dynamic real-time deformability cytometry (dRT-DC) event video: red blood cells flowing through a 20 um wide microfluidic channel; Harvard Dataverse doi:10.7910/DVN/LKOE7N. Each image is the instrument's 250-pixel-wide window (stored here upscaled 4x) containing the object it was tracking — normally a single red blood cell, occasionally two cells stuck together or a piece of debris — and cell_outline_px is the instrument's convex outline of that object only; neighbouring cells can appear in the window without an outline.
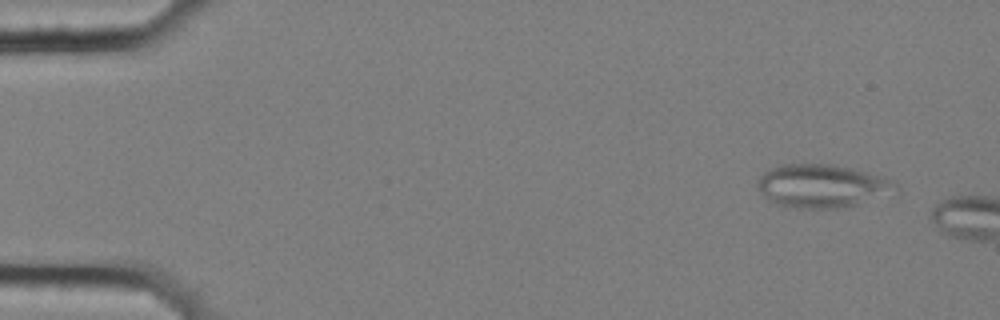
{"species": "common noctule bat (a hibernating species)", "species_latin": "Nyctalus noctula", "temperature_condition": "cold", "stored_images_in_passage": 8, "camera_frame_rate_fps": 3000, "um_per_image_px": 0.085, "animal": {"sex": "female", "body_mass_g": 25.1}, "frame": {"image": 1, "passage_image": 4, "time_ms": 1.0, "image_size_px": [1000, 320], "cell_outline_px": [[900, 192], [856, 204], [840, 208], [796, 208], [776, 204], [768, 200], [756, 184], [756, 180], [764, 172], [780, 164], [828, 164], [848, 168], [864, 172], [888, 180], [896, 184]], "centroid_in_image_um": [69.84, 15.82], "position_along_channel_um": 15.2, "area_um2": 34.39}}